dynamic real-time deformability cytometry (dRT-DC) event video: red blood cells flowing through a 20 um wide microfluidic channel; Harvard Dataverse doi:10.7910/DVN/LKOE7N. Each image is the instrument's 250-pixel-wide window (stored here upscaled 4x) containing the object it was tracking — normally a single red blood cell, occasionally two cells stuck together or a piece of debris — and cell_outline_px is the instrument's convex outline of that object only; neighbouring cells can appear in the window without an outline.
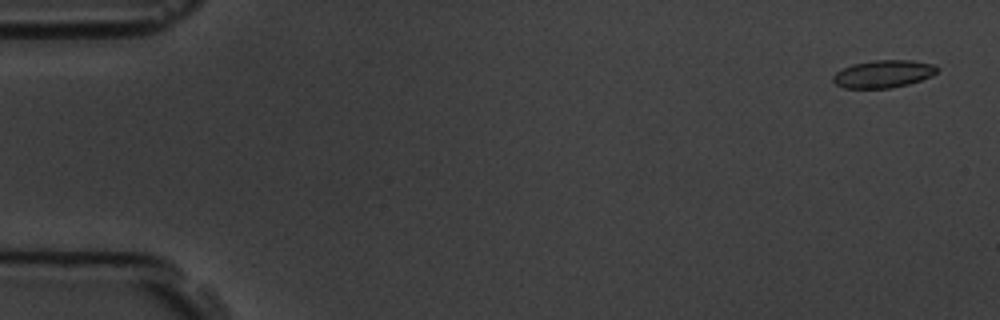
{"species": "common noctule bat (a hibernating species)", "species_latin": "Nyctalus noctula", "temperature_condition": "room temperature", "stored_images_in_passage": 4, "camera_frame_rate_fps": 3000, "um_per_image_px": 0.085, "animal": {"sex": "male", "body_mass_g": 19.5, "forearm_length_mm": 54.6}, "frame": {"image": 1, "passage_image": 1, "time_ms": 0.0, "image_size_px": [1000, 320], "cell_outline_px": [[940, 68], [932, 76], [908, 84], [892, 88], [844, 88], [836, 84], [832, 80], [832, 76], [836, 72], [852, 64], [872, 60], [912, 60], [936, 64]], "centroid_in_image_um": [75.11, 6.27], "position_along_channel_um": 9.9, "area_um2": 16.88}}
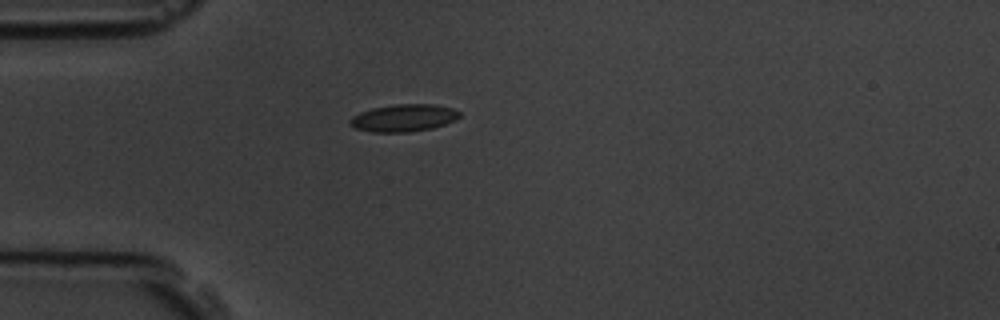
{"frame": {"image": 2, "passage_image": 4, "time_ms": 4.333, "image_size_px": [1000, 320], "cell_outline_px": [[460, 116], [456, 120], [432, 128], [408, 132], [372, 132], [356, 128], [348, 124], [348, 120], [352, 116], [360, 112], [372, 108], [396, 104], [436, 104], [452, 108], [460, 112]], "centroid_in_image_um": [34.3, 10.02], "position_along_channel_um": 50.7, "area_um2": 17.51}}